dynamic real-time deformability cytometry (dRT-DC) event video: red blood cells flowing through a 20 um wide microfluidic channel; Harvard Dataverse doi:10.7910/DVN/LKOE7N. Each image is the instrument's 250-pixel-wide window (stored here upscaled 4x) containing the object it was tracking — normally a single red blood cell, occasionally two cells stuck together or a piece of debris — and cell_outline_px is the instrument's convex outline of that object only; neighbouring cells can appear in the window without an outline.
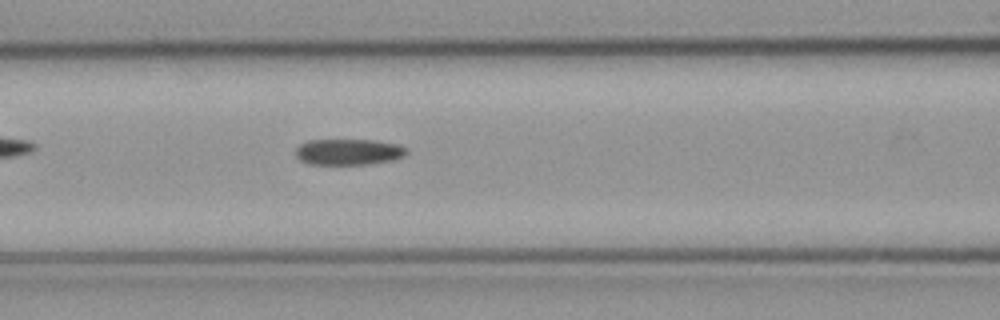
{"species": "common noctule bat (a hibernating species)", "species_latin": "Nyctalus noctula", "temperature_condition": "cold", "stored_images_in_passage": 20, "camera_frame_rate_fps": 3000, "um_per_image_px": 0.085, "animal": {"sex": "male", "body_mass_g": 23.1, "forearm_length_mm": 52.7}, "frame": {"image": 1, "passage_image": 9, "time_ms": 2.667, "image_size_px": [1000, 320], "cell_outline_px": [[408, 152], [404, 156], [392, 160], [368, 164], [308, 164], [300, 160], [296, 156], [296, 148], [300, 144], [308, 140], [376, 140], [400, 144], [408, 148]], "centroid_in_image_um": [29.66, 12.9], "position_along_channel_um": 136.9, "area_um2": 16.99}}
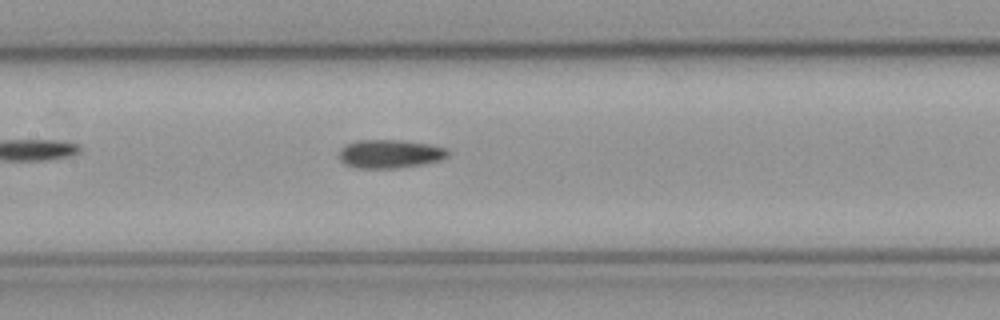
{"frame": {"image": 2, "passage_image": 12, "time_ms": 3.667, "image_size_px": [1000, 320], "cell_outline_px": [[448, 156], [440, 160], [424, 164], [400, 168], [356, 168], [344, 164], [336, 156], [340, 148], [344, 144], [356, 140], [400, 140], [428, 144], [448, 148]], "centroid_in_image_um": [33.08, 13.08], "position_along_channel_um": 174.3, "area_um2": 18.44}}